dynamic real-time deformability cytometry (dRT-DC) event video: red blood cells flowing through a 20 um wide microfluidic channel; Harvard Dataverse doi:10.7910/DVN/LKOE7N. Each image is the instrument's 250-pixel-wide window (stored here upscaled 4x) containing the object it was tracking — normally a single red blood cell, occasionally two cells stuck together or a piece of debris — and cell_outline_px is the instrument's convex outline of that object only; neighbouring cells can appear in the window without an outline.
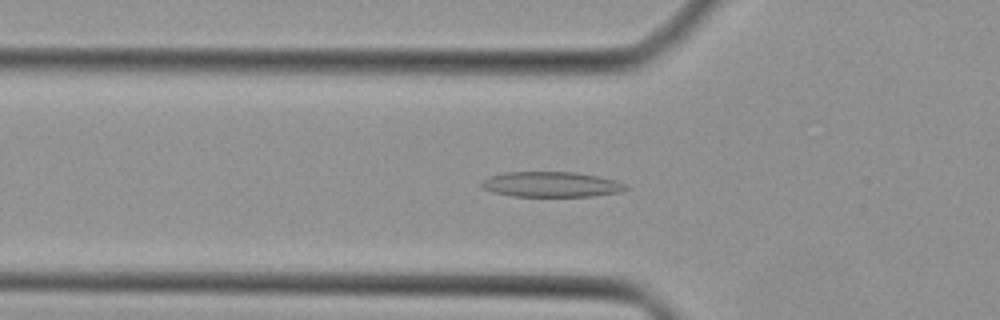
{"species": "Egyptian fruit bat (a non-hibernating species)", "species_latin": "Rousettus aegyptiacus", "temperature_condition": "cold", "stored_images_in_passage": 44, "camera_frame_rate_fps": 3000, "um_per_image_px": 0.085, "animal": {"sex": "female"}, "frame": {"image": 1, "passage_image": 15, "time_ms": 4.667, "image_size_px": [1000, 320], "cell_outline_px": [[632, 188], [620, 192], [592, 196], [512, 196], [492, 192], [484, 188], [480, 184], [484, 180], [492, 176], [508, 172], [576, 172], [616, 180]], "centroid_in_image_um": [46.91, 15.68], "position_along_channel_um": 78.9, "area_um2": 21.1}}
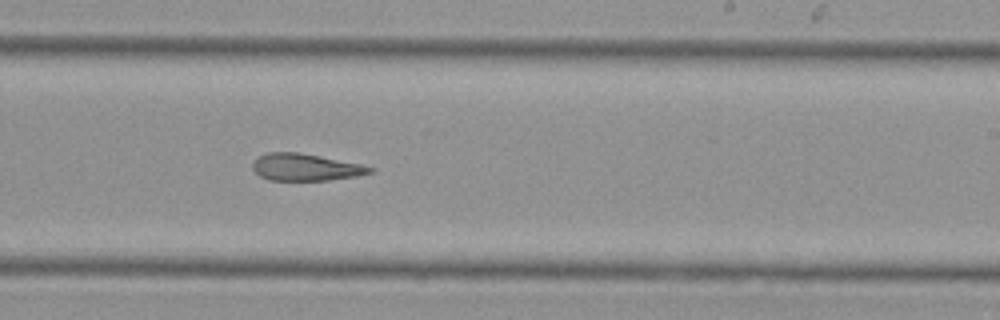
{"frame": {"image": 2, "passage_image": 27, "time_ms": 8.667, "image_size_px": [1000, 320], "cell_outline_px": [[376, 168], [372, 172], [356, 176], [328, 180], [268, 180], [260, 176], [252, 168], [252, 164], [260, 156], [268, 152], [300, 152], [360, 164]], "centroid_in_image_um": [25.97, 14.21], "position_along_channel_um": 263.0, "area_um2": 18.32}}
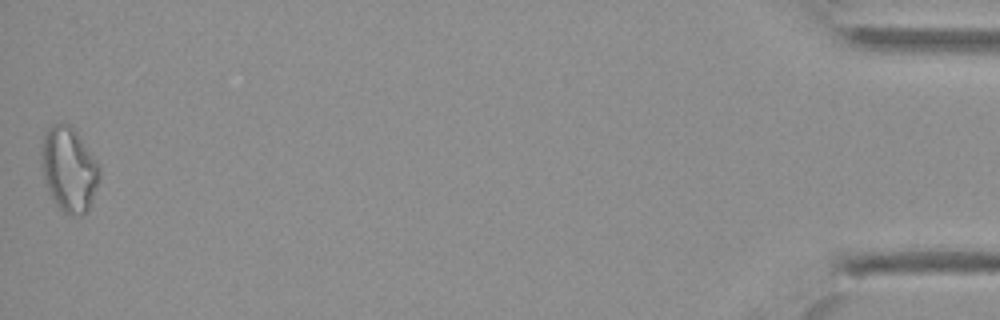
{"frame": {"image": 3, "passage_image": 44, "time_ms": 14.333, "image_size_px": [1000, 320], "cell_outline_px": [[100, 180], [88, 212], [80, 216], [72, 216], [64, 212], [56, 204], [48, 192], [44, 184], [40, 164], [40, 144], [44, 132], [52, 124], [72, 124], [100, 164]], "centroid_in_image_um": [5.85, 14.38], "position_along_channel_um": 429.3, "area_um2": 29.71}}